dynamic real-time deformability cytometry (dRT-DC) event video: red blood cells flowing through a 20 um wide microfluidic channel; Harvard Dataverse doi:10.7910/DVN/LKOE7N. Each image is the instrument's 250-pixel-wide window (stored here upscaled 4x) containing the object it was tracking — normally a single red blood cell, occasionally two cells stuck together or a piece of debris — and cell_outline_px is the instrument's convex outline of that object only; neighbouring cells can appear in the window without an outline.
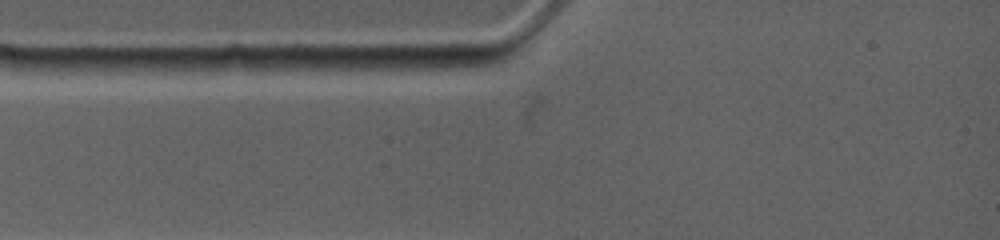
{"species": "common noctule bat (a hibernating species)", "species_latin": "Nyctalus noctula", "temperature_condition": "warm", "stored_images_in_passage": 2, "camera_frame_rate_fps": 4500, "um_per_image_px": 0.085, "animal": {"sex": "female", "body_mass_g": 19.0, "forearm_length_mm": 53.3}, "frame": {"image": 1, "passage_image": 1, "time_ms": 0.0, "image_size_px": [1000, 240], "cell_outline_px": [[500, 60], [488, 64], [432, 72], [360, 68], [368, 60], [376, 56], [488, 56]], "centroid_in_image_um": [36.23, 5.34], "position_along_channel_um": 48.8, "area_um2": 11.91}}